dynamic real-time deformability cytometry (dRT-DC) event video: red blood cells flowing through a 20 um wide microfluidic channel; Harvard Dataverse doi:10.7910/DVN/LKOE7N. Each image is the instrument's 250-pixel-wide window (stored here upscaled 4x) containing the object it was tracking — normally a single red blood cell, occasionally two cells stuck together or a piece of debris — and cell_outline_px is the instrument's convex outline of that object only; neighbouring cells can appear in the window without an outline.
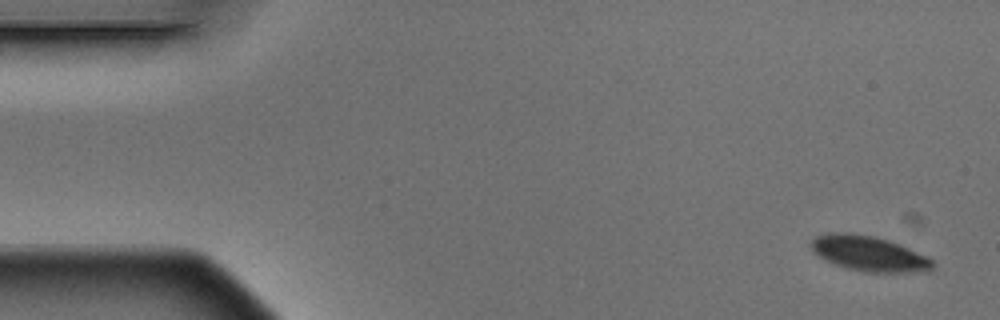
{"species": "Egyptian fruit bat (a non-hibernating species)", "species_latin": "Rousettus aegyptiacus", "temperature_condition": "warm", "stored_images_in_passage": 5, "camera_frame_rate_fps": 3000, "um_per_image_px": 0.085, "animal": {"sex": "male"}, "frame": {"image": 1, "passage_image": 1, "time_ms": 0.0, "image_size_px": [1000, 320], "cell_outline_px": [[936, 264], [928, 272], [864, 272], [848, 268], [836, 264], [820, 256], [812, 248], [812, 240], [816, 236], [828, 232], [852, 232], [876, 236], [900, 244], [932, 260]], "centroid_in_image_um": [73.89, 21.54], "position_along_channel_um": 11.1, "area_um2": 24.74}}
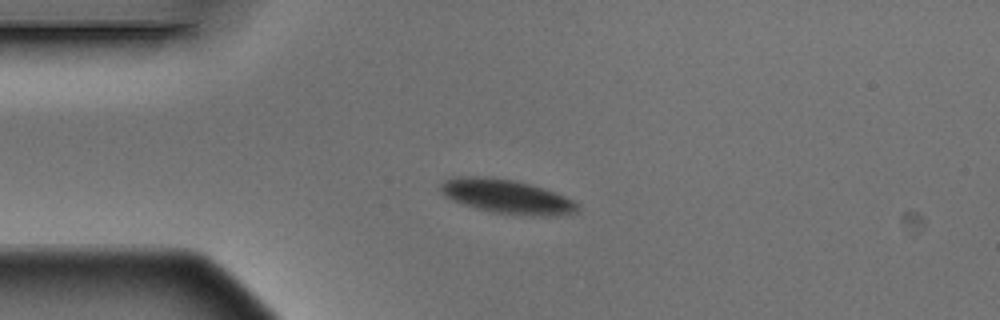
{"frame": {"image": 2, "passage_image": 4, "time_ms": 1.0, "image_size_px": [1000, 320], "cell_outline_px": [[580, 208], [576, 212], [556, 216], [536, 216], [492, 212], [476, 208], [452, 200], [444, 196], [440, 192], [440, 184], [444, 180], [452, 176], [492, 176], [512, 180], [528, 184], [564, 196], [580, 204]], "centroid_in_image_um": [43.03, 16.7], "position_along_channel_um": 42.0, "area_um2": 27.22}}